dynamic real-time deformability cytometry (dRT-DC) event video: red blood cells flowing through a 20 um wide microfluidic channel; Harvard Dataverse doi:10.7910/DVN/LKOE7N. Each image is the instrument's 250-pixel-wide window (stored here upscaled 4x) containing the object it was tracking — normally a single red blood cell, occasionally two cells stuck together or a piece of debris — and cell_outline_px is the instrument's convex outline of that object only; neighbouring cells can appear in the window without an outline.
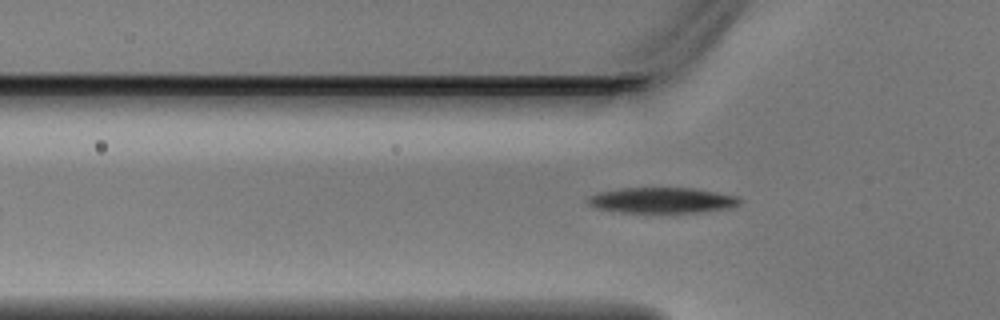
{"species": "Egyptian fruit bat (a non-hibernating species)", "species_latin": "Rousettus aegyptiacus", "temperature_condition": "warm", "stored_images_in_passage": 6, "camera_frame_rate_fps": 3000, "um_per_image_px": 0.085, "animal": {"sex": "male"}, "frame": {"image": 1, "passage_image": 6, "time_ms": 1.667, "image_size_px": [1000, 320], "cell_outline_px": [[740, 204], [732, 208], [700, 212], [620, 212], [596, 208], [588, 204], [588, 196], [600, 192], [620, 188], [692, 188], [736, 196], [740, 200]], "centroid_in_image_um": [56.26, 17.03], "position_along_channel_um": 69.5, "area_um2": 22.48}}